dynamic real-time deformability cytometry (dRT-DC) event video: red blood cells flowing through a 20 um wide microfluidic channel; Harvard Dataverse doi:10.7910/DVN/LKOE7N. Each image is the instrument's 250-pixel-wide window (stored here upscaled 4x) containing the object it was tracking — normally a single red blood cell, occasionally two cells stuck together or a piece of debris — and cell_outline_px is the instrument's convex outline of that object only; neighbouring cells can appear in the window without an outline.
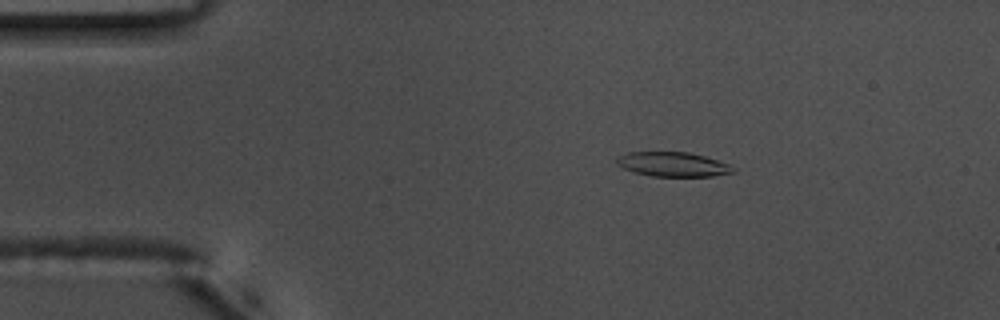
{"species": "common noctule bat (a hibernating species)", "species_latin": "Nyctalus noctula", "temperature_condition": "warm", "stored_images_in_passage": 47, "camera_frame_rate_fps": 3000, "um_per_image_px": 0.085, "animal": {"sex": "male", "body_mass_g": 17.5, "forearm_length_mm": 52.3}, "frame": {"image": 1, "passage_image": 1, "time_ms": 0.0, "image_size_px": [1000, 320], "cell_outline_px": [[736, 172], [712, 176], [652, 176], [632, 172], [616, 164], [616, 160], [620, 156], [628, 152], [688, 152], [704, 156], [728, 164], [736, 168]], "centroid_in_image_um": [57.2, 13.97], "position_along_channel_um": 27.8, "area_um2": 16.53}}
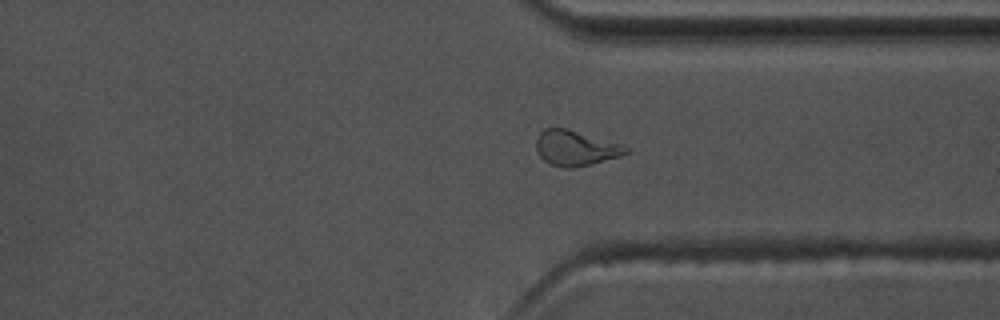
{"frame": {"image": 2, "passage_image": 33, "time_ms": 10.667, "image_size_px": [1000, 320], "cell_outline_px": [[628, 152], [620, 156], [592, 164], [572, 168], [564, 168], [552, 164], [544, 160], [536, 152], [536, 136], [544, 128], [568, 128], [620, 144], [628, 148]], "centroid_in_image_um": [48.88, 12.58], "position_along_channel_um": 362.5, "area_um2": 18.38}}
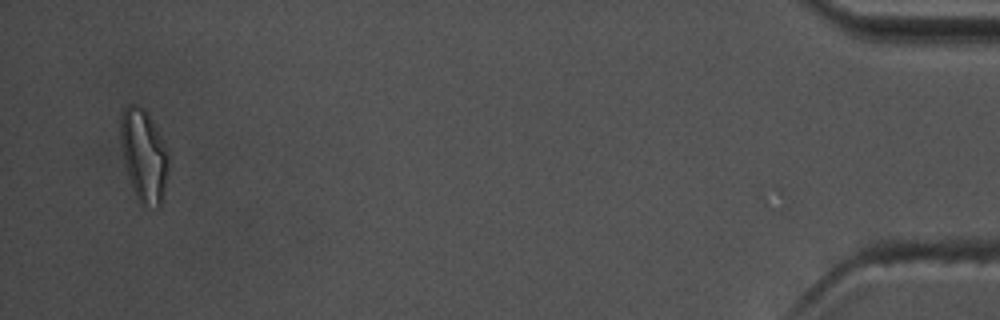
{"frame": {"image": 3, "passage_image": 45, "time_ms": 14.667, "image_size_px": [1000, 320], "cell_outline_px": [[168, 172], [164, 192], [160, 208], [156, 208], [140, 204], [132, 184], [124, 160], [120, 140], [120, 112], [128, 104], [136, 104], [144, 108], [156, 128], [168, 152]], "centroid_in_image_um": [12.22, 13.19], "position_along_channel_um": 423.0, "area_um2": 25.61}, "authors_computed_cell_mechanics": {"area_um2": 17.8602, "velocity_mm_per_s": 3.6738, "shape_relaxation_time_tau1_ms": 6.8118, "shape_relaxation_time_tau2_ms": 3.9728, "deformation_change_tau1": 0.2209, "deformation_change_tau2": 0.1043}}